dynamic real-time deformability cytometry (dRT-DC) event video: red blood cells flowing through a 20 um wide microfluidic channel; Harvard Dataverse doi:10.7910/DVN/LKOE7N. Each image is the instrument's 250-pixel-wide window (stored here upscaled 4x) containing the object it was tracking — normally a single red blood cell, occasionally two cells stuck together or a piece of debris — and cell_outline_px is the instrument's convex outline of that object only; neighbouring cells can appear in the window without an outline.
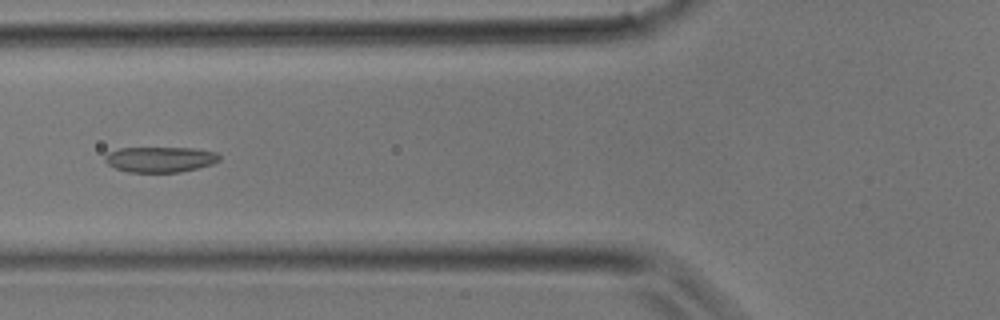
{"species": "common noctule bat (a hibernating species)", "species_latin": "Nyctalus noctula", "temperature_condition": "room temperature", "stored_images_in_passage": 27, "camera_frame_rate_fps": 3000, "um_per_image_px": 0.085, "animal": {"sex": "male", "body_mass_g": 17.9}, "frame": {"image": 1, "passage_image": 5, "time_ms": 1.333, "image_size_px": [1000, 320], "cell_outline_px": [[220, 160], [212, 164], [180, 172], [128, 172], [116, 168], [108, 164], [104, 160], [104, 156], [108, 152], [120, 148], [192, 148], [216, 152], [220, 156]], "centroid_in_image_um": [13.6, 13.55], "position_along_channel_um": 112.2, "area_um2": 16.94}}
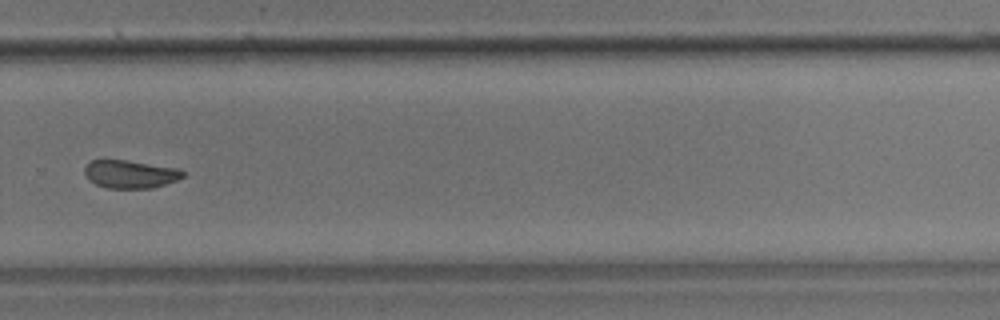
{"frame": {"image": 2, "passage_image": 16, "time_ms": 5.0, "image_size_px": [1000, 320], "cell_outline_px": [[184, 176], [176, 180], [152, 188], [108, 188], [96, 184], [84, 172], [84, 168], [88, 160], [124, 160], [180, 168], [184, 172]], "centroid_in_image_um": [11.08, 14.79], "position_along_channel_um": 318.7, "area_um2": 15.9}}
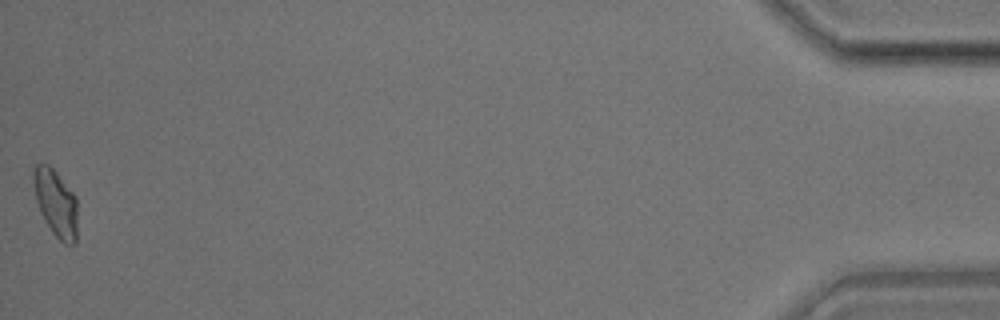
{"frame": {"image": 3, "passage_image": 27, "time_ms": 8.667, "image_size_px": [1000, 320], "cell_outline_px": [[76, 244], [64, 244], [52, 232], [40, 212], [36, 200], [32, 176], [32, 172], [36, 164], [48, 164], [56, 172], [76, 196]], "centroid_in_image_um": [4.73, 17.25], "position_along_channel_um": 430.5, "area_um2": 17.05}}